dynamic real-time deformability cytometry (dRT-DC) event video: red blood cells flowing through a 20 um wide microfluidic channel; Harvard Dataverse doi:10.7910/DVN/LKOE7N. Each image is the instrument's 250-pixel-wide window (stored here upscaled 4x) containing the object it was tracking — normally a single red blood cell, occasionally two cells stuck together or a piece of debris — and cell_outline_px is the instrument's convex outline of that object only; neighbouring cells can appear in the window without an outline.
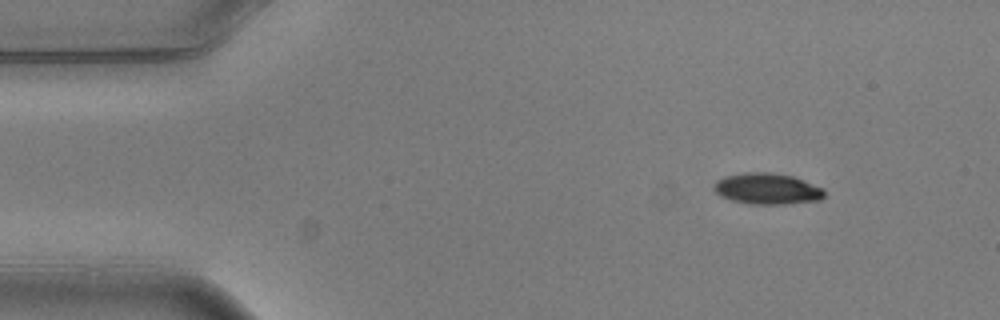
{"species": "common noctule bat (a hibernating species)", "species_latin": "Nyctalus noctula", "temperature_condition": "warm", "stored_images_in_passage": 5, "camera_frame_rate_fps": 3000, "um_per_image_px": 0.085, "animal": {"sex": "male", "body_mass_g": 20.5, "forearm_length_mm": 52.5}, "frame": {"image": 1, "passage_image": 1, "time_ms": 0.0, "image_size_px": [1000, 320], "cell_outline_px": [[824, 196], [820, 200], [784, 204], [752, 204], [732, 200], [720, 196], [712, 188], [712, 184], [716, 180], [724, 176], [744, 172], [768, 172], [792, 176], [824, 188]], "centroid_in_image_um": [65.17, 16.04], "position_along_channel_um": 19.8, "area_um2": 20.11}}
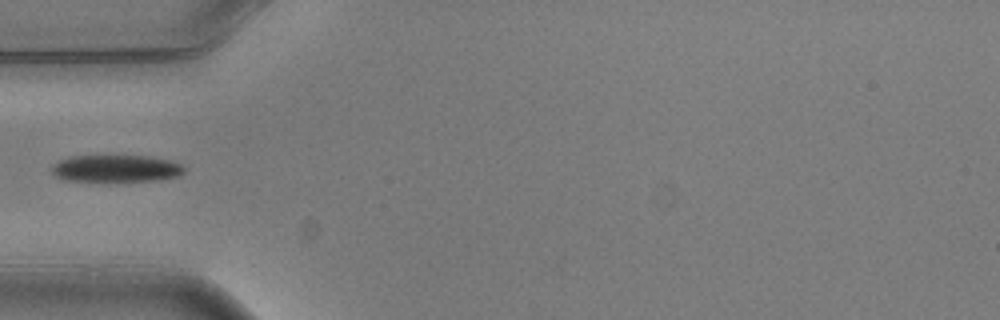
{"frame": {"image": 2, "passage_image": 4, "time_ms": 1.0, "image_size_px": [1000, 320], "cell_outline_px": [[184, 172], [180, 176], [160, 180], [64, 180], [56, 176], [52, 172], [52, 168], [60, 160], [68, 156], [148, 156], [172, 160], [180, 164], [184, 168]], "centroid_in_image_um": [9.91, 14.31], "position_along_channel_um": 75.1, "area_um2": 20.58}}
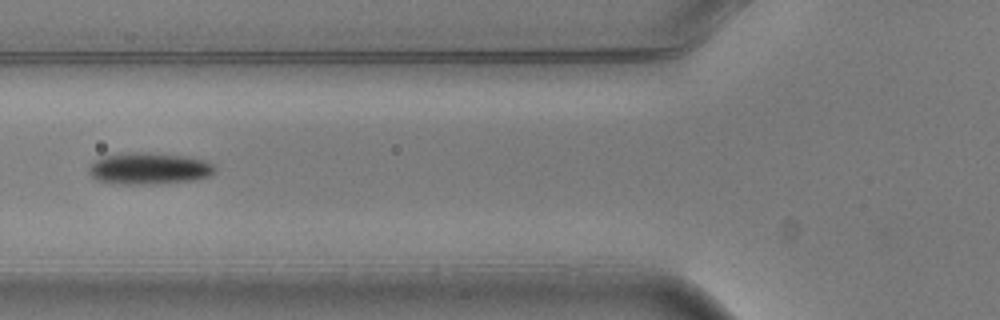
{"frame": {"image": 3, "passage_image": 5, "time_ms": 1.333, "image_size_px": [1000, 320], "cell_outline_px": [[216, 168], [208, 176], [192, 180], [140, 184], [124, 184], [96, 180], [88, 172], [88, 168], [96, 160], [104, 156], [124, 152], [148, 152], [184, 156], [204, 160], [212, 164]], "centroid_in_image_um": [12.63, 14.3], "position_along_channel_um": 113.2, "area_um2": 22.89}}